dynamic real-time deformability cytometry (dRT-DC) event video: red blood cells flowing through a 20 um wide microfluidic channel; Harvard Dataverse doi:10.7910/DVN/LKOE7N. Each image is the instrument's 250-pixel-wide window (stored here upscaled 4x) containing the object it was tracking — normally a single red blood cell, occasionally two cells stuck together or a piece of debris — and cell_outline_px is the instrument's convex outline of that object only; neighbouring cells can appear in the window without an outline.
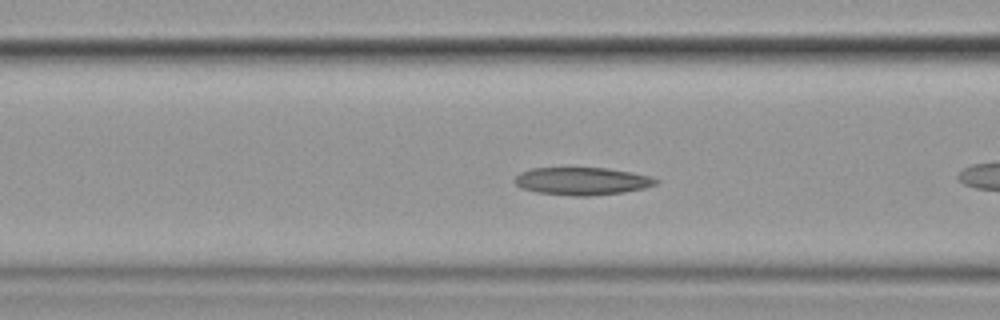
{"species": "common noctule bat (a hibernating species)", "species_latin": "Nyctalus noctula", "temperature_condition": "cold", "stored_images_in_passage": 42, "camera_frame_rate_fps": 3000, "um_per_image_px": 0.085, "animal": {"sex": "female", "body_mass_g": 19.9}, "frame": {"image": 1, "passage_image": 7, "time_ms": 2.0, "image_size_px": [1000, 320], "cell_outline_px": [[660, 180], [656, 184], [644, 188], [624, 192], [588, 196], [572, 196], [536, 192], [520, 188], [512, 180], [520, 172], [532, 168], [608, 168], [632, 172], [652, 176]], "centroid_in_image_um": [49.47, 15.39], "position_along_channel_um": 117.1, "area_um2": 22.95}}
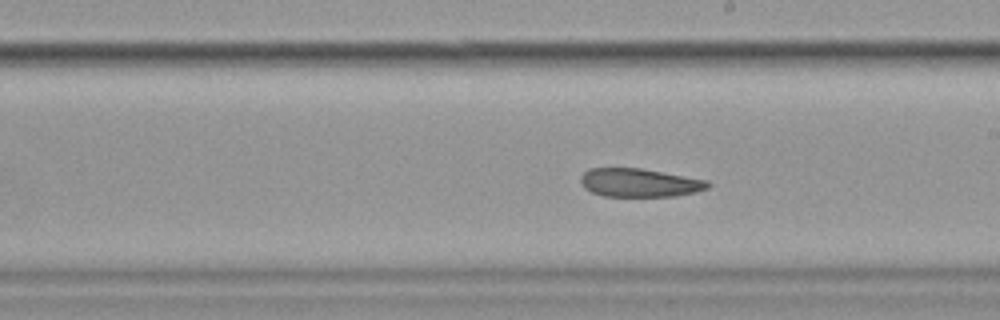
{"frame": {"image": 2, "passage_image": 17, "time_ms": 5.333, "image_size_px": [1000, 320], "cell_outline_px": [[712, 184], [708, 188], [696, 192], [676, 196], [604, 196], [592, 192], [584, 188], [580, 180], [580, 176], [588, 168], [640, 168], [708, 180]], "centroid_in_image_um": [54.36, 15.53], "position_along_channel_um": 234.6, "area_um2": 21.15}}
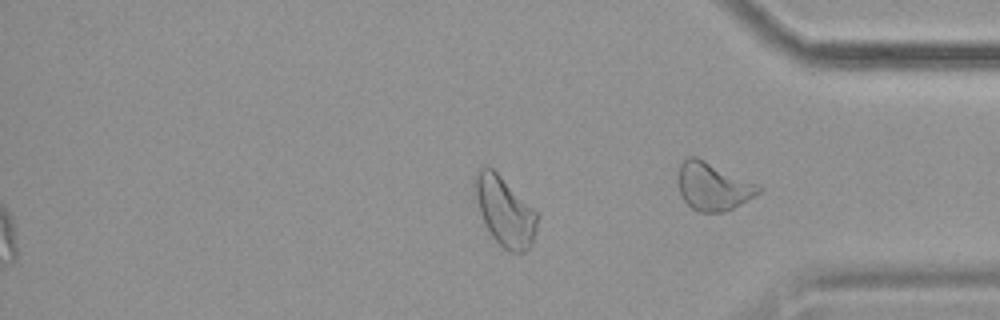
{"frame": {"image": 3, "passage_image": 32, "time_ms": 10.333, "image_size_px": [1000, 320], "cell_outline_px": [[540, 216], [532, 244], [524, 252], [508, 252], [492, 236], [484, 224], [472, 192], [472, 180], [480, 168], [488, 164]], "centroid_in_image_um": [42.86, 17.95], "position_along_channel_um": 392.3, "area_um2": 25.26}, "authors_computed_cell_mechanics": {"area_um2": 23.2645, "velocity_mm_per_s": 3.5371, "shape_relaxation_time_tau1_ms": null, "shape_relaxation_time_tau2_ms": 10.258, "deformation_change_tau1": null, "deformation_change_tau2": 0.1745}}